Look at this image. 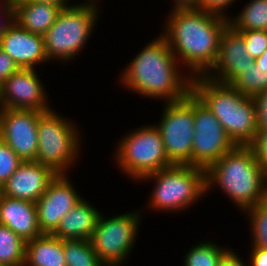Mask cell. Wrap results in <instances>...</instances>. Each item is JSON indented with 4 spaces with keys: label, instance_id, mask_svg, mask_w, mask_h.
Masks as SVG:
<instances>
[{
    "label": "cell",
    "instance_id": "obj_1",
    "mask_svg": "<svg viewBox=\"0 0 267 266\" xmlns=\"http://www.w3.org/2000/svg\"><path fill=\"white\" fill-rule=\"evenodd\" d=\"M229 18L201 9H177L171 12L162 36L178 62L185 63L193 73H189V77L210 74Z\"/></svg>",
    "mask_w": 267,
    "mask_h": 266
},
{
    "label": "cell",
    "instance_id": "obj_2",
    "mask_svg": "<svg viewBox=\"0 0 267 266\" xmlns=\"http://www.w3.org/2000/svg\"><path fill=\"white\" fill-rule=\"evenodd\" d=\"M177 64L166 39L160 35L137 54L119 77L128 89L143 96L178 101L192 91V78H183Z\"/></svg>",
    "mask_w": 267,
    "mask_h": 266
},
{
    "label": "cell",
    "instance_id": "obj_3",
    "mask_svg": "<svg viewBox=\"0 0 267 266\" xmlns=\"http://www.w3.org/2000/svg\"><path fill=\"white\" fill-rule=\"evenodd\" d=\"M205 171L206 192L220 186L244 212L267 200V177L250 146L236 145Z\"/></svg>",
    "mask_w": 267,
    "mask_h": 266
},
{
    "label": "cell",
    "instance_id": "obj_4",
    "mask_svg": "<svg viewBox=\"0 0 267 266\" xmlns=\"http://www.w3.org/2000/svg\"><path fill=\"white\" fill-rule=\"evenodd\" d=\"M192 92L219 120L235 145L249 146L254 141L256 109L251 97L207 76L192 78Z\"/></svg>",
    "mask_w": 267,
    "mask_h": 266
},
{
    "label": "cell",
    "instance_id": "obj_5",
    "mask_svg": "<svg viewBox=\"0 0 267 266\" xmlns=\"http://www.w3.org/2000/svg\"><path fill=\"white\" fill-rule=\"evenodd\" d=\"M62 8L56 21L43 35L48 60L68 61L87 43L98 15V6L92 1Z\"/></svg>",
    "mask_w": 267,
    "mask_h": 266
},
{
    "label": "cell",
    "instance_id": "obj_6",
    "mask_svg": "<svg viewBox=\"0 0 267 266\" xmlns=\"http://www.w3.org/2000/svg\"><path fill=\"white\" fill-rule=\"evenodd\" d=\"M152 178L156 185L149 205L156 210H183L206 193V171L201 167L173 164L141 180Z\"/></svg>",
    "mask_w": 267,
    "mask_h": 266
},
{
    "label": "cell",
    "instance_id": "obj_7",
    "mask_svg": "<svg viewBox=\"0 0 267 266\" xmlns=\"http://www.w3.org/2000/svg\"><path fill=\"white\" fill-rule=\"evenodd\" d=\"M60 116L51 109L39 116L35 161L49 166L57 174H65L78 156L80 139L76 126Z\"/></svg>",
    "mask_w": 267,
    "mask_h": 266
},
{
    "label": "cell",
    "instance_id": "obj_8",
    "mask_svg": "<svg viewBox=\"0 0 267 266\" xmlns=\"http://www.w3.org/2000/svg\"><path fill=\"white\" fill-rule=\"evenodd\" d=\"M118 146L116 160L121 169L133 179L173 165L167 158L161 134L156 126L135 129L125 136Z\"/></svg>",
    "mask_w": 267,
    "mask_h": 266
},
{
    "label": "cell",
    "instance_id": "obj_9",
    "mask_svg": "<svg viewBox=\"0 0 267 266\" xmlns=\"http://www.w3.org/2000/svg\"><path fill=\"white\" fill-rule=\"evenodd\" d=\"M160 124L156 126L163 140L168 160L176 165L192 166L194 136V93L165 104Z\"/></svg>",
    "mask_w": 267,
    "mask_h": 266
},
{
    "label": "cell",
    "instance_id": "obj_10",
    "mask_svg": "<svg viewBox=\"0 0 267 266\" xmlns=\"http://www.w3.org/2000/svg\"><path fill=\"white\" fill-rule=\"evenodd\" d=\"M139 213L130 212L110 219L99 215L91 243L105 266H119L128 257L141 221Z\"/></svg>",
    "mask_w": 267,
    "mask_h": 266
},
{
    "label": "cell",
    "instance_id": "obj_11",
    "mask_svg": "<svg viewBox=\"0 0 267 266\" xmlns=\"http://www.w3.org/2000/svg\"><path fill=\"white\" fill-rule=\"evenodd\" d=\"M192 166L207 169L236 145L209 108L194 94Z\"/></svg>",
    "mask_w": 267,
    "mask_h": 266
},
{
    "label": "cell",
    "instance_id": "obj_12",
    "mask_svg": "<svg viewBox=\"0 0 267 266\" xmlns=\"http://www.w3.org/2000/svg\"><path fill=\"white\" fill-rule=\"evenodd\" d=\"M42 113L35 110L0 108V138L22 161L36 160L37 125Z\"/></svg>",
    "mask_w": 267,
    "mask_h": 266
},
{
    "label": "cell",
    "instance_id": "obj_13",
    "mask_svg": "<svg viewBox=\"0 0 267 266\" xmlns=\"http://www.w3.org/2000/svg\"><path fill=\"white\" fill-rule=\"evenodd\" d=\"M43 87L35 68H19L0 86V108L46 112L51 108Z\"/></svg>",
    "mask_w": 267,
    "mask_h": 266
},
{
    "label": "cell",
    "instance_id": "obj_14",
    "mask_svg": "<svg viewBox=\"0 0 267 266\" xmlns=\"http://www.w3.org/2000/svg\"><path fill=\"white\" fill-rule=\"evenodd\" d=\"M65 176L57 174L35 203L42 234H53L61 219L82 199Z\"/></svg>",
    "mask_w": 267,
    "mask_h": 266
},
{
    "label": "cell",
    "instance_id": "obj_15",
    "mask_svg": "<svg viewBox=\"0 0 267 266\" xmlns=\"http://www.w3.org/2000/svg\"><path fill=\"white\" fill-rule=\"evenodd\" d=\"M253 62L243 36L228 25L222 33L217 59L212 67L214 75L210 73L205 76L219 83L231 84Z\"/></svg>",
    "mask_w": 267,
    "mask_h": 266
},
{
    "label": "cell",
    "instance_id": "obj_16",
    "mask_svg": "<svg viewBox=\"0 0 267 266\" xmlns=\"http://www.w3.org/2000/svg\"><path fill=\"white\" fill-rule=\"evenodd\" d=\"M57 173L36 161H23L0 189L4 196L37 202Z\"/></svg>",
    "mask_w": 267,
    "mask_h": 266
},
{
    "label": "cell",
    "instance_id": "obj_17",
    "mask_svg": "<svg viewBox=\"0 0 267 266\" xmlns=\"http://www.w3.org/2000/svg\"><path fill=\"white\" fill-rule=\"evenodd\" d=\"M0 48L19 68L34 69V66L48 61L44 37L21 28L15 21L2 36Z\"/></svg>",
    "mask_w": 267,
    "mask_h": 266
},
{
    "label": "cell",
    "instance_id": "obj_18",
    "mask_svg": "<svg viewBox=\"0 0 267 266\" xmlns=\"http://www.w3.org/2000/svg\"><path fill=\"white\" fill-rule=\"evenodd\" d=\"M0 224L10 228L25 242L42 235L35 202L4 196L1 193Z\"/></svg>",
    "mask_w": 267,
    "mask_h": 266
},
{
    "label": "cell",
    "instance_id": "obj_19",
    "mask_svg": "<svg viewBox=\"0 0 267 266\" xmlns=\"http://www.w3.org/2000/svg\"><path fill=\"white\" fill-rule=\"evenodd\" d=\"M14 21L25 30L44 35L54 24L62 7L49 3L13 0Z\"/></svg>",
    "mask_w": 267,
    "mask_h": 266
},
{
    "label": "cell",
    "instance_id": "obj_20",
    "mask_svg": "<svg viewBox=\"0 0 267 266\" xmlns=\"http://www.w3.org/2000/svg\"><path fill=\"white\" fill-rule=\"evenodd\" d=\"M99 210L81 199L60 221L54 236L62 240H91Z\"/></svg>",
    "mask_w": 267,
    "mask_h": 266
},
{
    "label": "cell",
    "instance_id": "obj_21",
    "mask_svg": "<svg viewBox=\"0 0 267 266\" xmlns=\"http://www.w3.org/2000/svg\"><path fill=\"white\" fill-rule=\"evenodd\" d=\"M66 266L64 240L42 234L26 242L24 266Z\"/></svg>",
    "mask_w": 267,
    "mask_h": 266
},
{
    "label": "cell",
    "instance_id": "obj_22",
    "mask_svg": "<svg viewBox=\"0 0 267 266\" xmlns=\"http://www.w3.org/2000/svg\"><path fill=\"white\" fill-rule=\"evenodd\" d=\"M229 19L236 31H267V0H251L237 17Z\"/></svg>",
    "mask_w": 267,
    "mask_h": 266
},
{
    "label": "cell",
    "instance_id": "obj_23",
    "mask_svg": "<svg viewBox=\"0 0 267 266\" xmlns=\"http://www.w3.org/2000/svg\"><path fill=\"white\" fill-rule=\"evenodd\" d=\"M26 242L0 224V266H24Z\"/></svg>",
    "mask_w": 267,
    "mask_h": 266
},
{
    "label": "cell",
    "instance_id": "obj_24",
    "mask_svg": "<svg viewBox=\"0 0 267 266\" xmlns=\"http://www.w3.org/2000/svg\"><path fill=\"white\" fill-rule=\"evenodd\" d=\"M66 266H105L93 249L91 240H64Z\"/></svg>",
    "mask_w": 267,
    "mask_h": 266
},
{
    "label": "cell",
    "instance_id": "obj_25",
    "mask_svg": "<svg viewBox=\"0 0 267 266\" xmlns=\"http://www.w3.org/2000/svg\"><path fill=\"white\" fill-rule=\"evenodd\" d=\"M240 93L247 97H254L267 89V69L253 62L231 83Z\"/></svg>",
    "mask_w": 267,
    "mask_h": 266
},
{
    "label": "cell",
    "instance_id": "obj_26",
    "mask_svg": "<svg viewBox=\"0 0 267 266\" xmlns=\"http://www.w3.org/2000/svg\"><path fill=\"white\" fill-rule=\"evenodd\" d=\"M200 243L186 254L184 266H220L223 255L229 249H222L215 243Z\"/></svg>",
    "mask_w": 267,
    "mask_h": 266
},
{
    "label": "cell",
    "instance_id": "obj_27",
    "mask_svg": "<svg viewBox=\"0 0 267 266\" xmlns=\"http://www.w3.org/2000/svg\"><path fill=\"white\" fill-rule=\"evenodd\" d=\"M249 212L252 238V246L267 249V200L250 207Z\"/></svg>",
    "mask_w": 267,
    "mask_h": 266
},
{
    "label": "cell",
    "instance_id": "obj_28",
    "mask_svg": "<svg viewBox=\"0 0 267 266\" xmlns=\"http://www.w3.org/2000/svg\"><path fill=\"white\" fill-rule=\"evenodd\" d=\"M23 161L0 138V189Z\"/></svg>",
    "mask_w": 267,
    "mask_h": 266
},
{
    "label": "cell",
    "instance_id": "obj_29",
    "mask_svg": "<svg viewBox=\"0 0 267 266\" xmlns=\"http://www.w3.org/2000/svg\"><path fill=\"white\" fill-rule=\"evenodd\" d=\"M244 40L245 45L250 53V56L255 60L259 58L267 49V31L266 30H250V31H237Z\"/></svg>",
    "mask_w": 267,
    "mask_h": 266
},
{
    "label": "cell",
    "instance_id": "obj_30",
    "mask_svg": "<svg viewBox=\"0 0 267 266\" xmlns=\"http://www.w3.org/2000/svg\"><path fill=\"white\" fill-rule=\"evenodd\" d=\"M249 146L252 148L256 160L267 177V130L257 132L254 141Z\"/></svg>",
    "mask_w": 267,
    "mask_h": 266
},
{
    "label": "cell",
    "instance_id": "obj_31",
    "mask_svg": "<svg viewBox=\"0 0 267 266\" xmlns=\"http://www.w3.org/2000/svg\"><path fill=\"white\" fill-rule=\"evenodd\" d=\"M256 109L257 132L267 130V89L252 97Z\"/></svg>",
    "mask_w": 267,
    "mask_h": 266
},
{
    "label": "cell",
    "instance_id": "obj_32",
    "mask_svg": "<svg viewBox=\"0 0 267 266\" xmlns=\"http://www.w3.org/2000/svg\"><path fill=\"white\" fill-rule=\"evenodd\" d=\"M234 1L235 0H200L199 9L207 13L227 18L224 10L227 9L226 7H228L229 4L231 5V3H233Z\"/></svg>",
    "mask_w": 267,
    "mask_h": 266
},
{
    "label": "cell",
    "instance_id": "obj_33",
    "mask_svg": "<svg viewBox=\"0 0 267 266\" xmlns=\"http://www.w3.org/2000/svg\"><path fill=\"white\" fill-rule=\"evenodd\" d=\"M18 69L14 60L0 48V86Z\"/></svg>",
    "mask_w": 267,
    "mask_h": 266
},
{
    "label": "cell",
    "instance_id": "obj_34",
    "mask_svg": "<svg viewBox=\"0 0 267 266\" xmlns=\"http://www.w3.org/2000/svg\"><path fill=\"white\" fill-rule=\"evenodd\" d=\"M251 248V266H267V249L256 246Z\"/></svg>",
    "mask_w": 267,
    "mask_h": 266
},
{
    "label": "cell",
    "instance_id": "obj_35",
    "mask_svg": "<svg viewBox=\"0 0 267 266\" xmlns=\"http://www.w3.org/2000/svg\"><path fill=\"white\" fill-rule=\"evenodd\" d=\"M220 266H246L232 250H228L222 257Z\"/></svg>",
    "mask_w": 267,
    "mask_h": 266
},
{
    "label": "cell",
    "instance_id": "obj_36",
    "mask_svg": "<svg viewBox=\"0 0 267 266\" xmlns=\"http://www.w3.org/2000/svg\"><path fill=\"white\" fill-rule=\"evenodd\" d=\"M3 12L6 13L4 14V18H8L5 23L0 24V40L2 36L6 33L8 28L13 24L14 22V7L13 5L11 7H4ZM7 22V23H6Z\"/></svg>",
    "mask_w": 267,
    "mask_h": 266
},
{
    "label": "cell",
    "instance_id": "obj_37",
    "mask_svg": "<svg viewBox=\"0 0 267 266\" xmlns=\"http://www.w3.org/2000/svg\"><path fill=\"white\" fill-rule=\"evenodd\" d=\"M200 0H175L173 10L177 9H199Z\"/></svg>",
    "mask_w": 267,
    "mask_h": 266
},
{
    "label": "cell",
    "instance_id": "obj_38",
    "mask_svg": "<svg viewBox=\"0 0 267 266\" xmlns=\"http://www.w3.org/2000/svg\"><path fill=\"white\" fill-rule=\"evenodd\" d=\"M27 1L38 2V3H49V4H53V5H59L62 8H66L69 5V4H67L69 2V0H27Z\"/></svg>",
    "mask_w": 267,
    "mask_h": 266
},
{
    "label": "cell",
    "instance_id": "obj_39",
    "mask_svg": "<svg viewBox=\"0 0 267 266\" xmlns=\"http://www.w3.org/2000/svg\"><path fill=\"white\" fill-rule=\"evenodd\" d=\"M255 63L261 67L267 69V49L263 52V54L254 60Z\"/></svg>",
    "mask_w": 267,
    "mask_h": 266
},
{
    "label": "cell",
    "instance_id": "obj_40",
    "mask_svg": "<svg viewBox=\"0 0 267 266\" xmlns=\"http://www.w3.org/2000/svg\"><path fill=\"white\" fill-rule=\"evenodd\" d=\"M4 3L3 4H0V8H3V7H11L13 5V0H3ZM1 5L3 7H1Z\"/></svg>",
    "mask_w": 267,
    "mask_h": 266
}]
</instances>
